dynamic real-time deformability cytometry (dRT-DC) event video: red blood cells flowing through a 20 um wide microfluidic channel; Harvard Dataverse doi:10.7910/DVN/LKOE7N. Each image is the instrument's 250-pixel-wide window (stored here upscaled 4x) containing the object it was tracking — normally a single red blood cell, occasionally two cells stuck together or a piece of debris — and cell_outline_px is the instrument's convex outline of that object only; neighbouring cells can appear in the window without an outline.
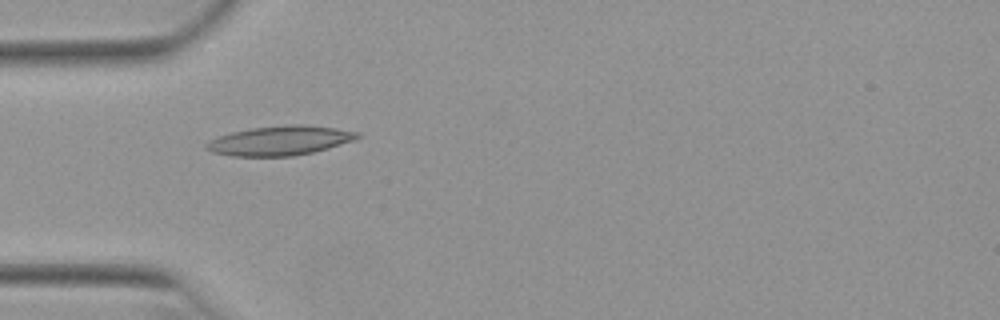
{"species": "Egyptian fruit bat (a non-hibernating species)", "species_latin": "Rousettus aegyptiacus", "temperature_condition": "warm", "stored_images_in_passage": 37, "camera_frame_rate_fps": 3000, "um_per_image_px": 0.085, "animal": {"sex": "female"}, "frame": {"image": 1, "passage_image": 1, "time_ms": 0.0, "image_size_px": [1000, 320], "cell_outline_px": [[360, 136], [356, 140], [328, 148], [312, 152], [292, 156], [232, 156], [212, 152], [204, 148], [204, 144], [208, 140], [232, 132], [252, 128], [284, 124], [304, 124], [336, 128], [360, 132]], "centroid_in_image_um": [23.8, 11.94], "position_along_channel_um": 61.2, "area_um2": 26.07}}
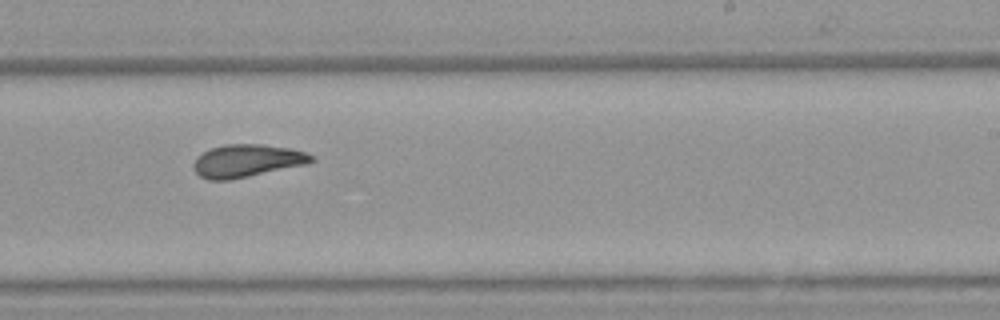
{"frame": {"image": 2, "passage_image": 17, "time_ms": 5.333, "image_size_px": [1000, 320], "cell_outline_px": [[316, 160], [308, 164], [228, 180], [208, 180], [200, 176], [196, 172], [192, 164], [204, 152], [212, 148], [224, 144], [264, 144], [292, 148], [304, 152], [312, 156]], "centroid_in_image_um": [21.02, 13.66], "position_along_channel_um": 268.0, "area_um2": 22.31}}
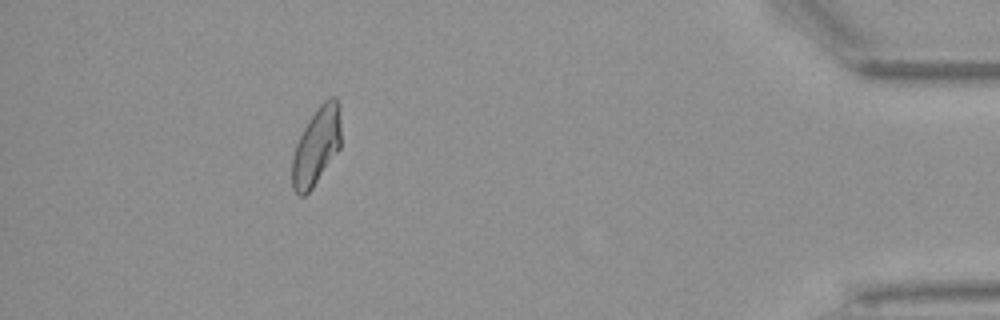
{"frame": {"image": 3, "passage_image": 32, "time_ms": 10.333, "image_size_px": [1000, 320], "cell_outline_px": [[340, 148], [312, 188], [304, 196], [300, 196], [292, 188], [292, 156], [296, 144], [304, 128], [316, 108], [328, 96], [336, 96], [340, 104]], "centroid_in_image_um": [26.9, 12.39], "position_along_channel_um": 408.3, "area_um2": 22.14}, "authors_computed_cell_mechanics": {"area_um2": 22.1952, "velocity_mm_per_s": 3.9258, "shape_relaxation_time_tau1_ms": 9.8054, "shape_relaxation_time_tau2_ms": 2.4194, "deformation_change_tau1": 0.2378, "deformation_change_tau2": 0.0998}}